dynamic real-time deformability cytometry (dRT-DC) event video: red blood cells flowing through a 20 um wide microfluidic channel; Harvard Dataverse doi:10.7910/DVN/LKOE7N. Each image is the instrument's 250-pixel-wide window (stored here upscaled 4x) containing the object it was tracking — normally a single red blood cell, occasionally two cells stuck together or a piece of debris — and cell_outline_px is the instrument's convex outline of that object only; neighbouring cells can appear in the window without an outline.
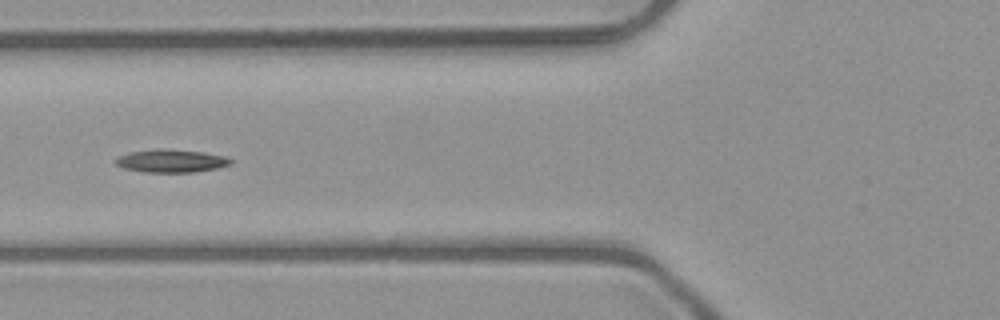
{"species": "common noctule bat (a hibernating species)", "species_latin": "Nyctalus noctula", "temperature_condition": "room temperature", "stored_images_in_passage": 42, "camera_frame_rate_fps": 3000, "um_per_image_px": 0.085, "animal": {"sex": "male", "body_mass_g": 23.1, "forearm_length_mm": 52.7}, "frame": {"image": 1, "passage_image": 11, "time_ms": 3.333, "image_size_px": [1000, 320], "cell_outline_px": [[232, 164], [216, 168], [192, 172], [144, 172], [124, 168], [116, 164], [116, 160], [120, 156], [128, 152], [156, 148], [164, 148], [200, 152], [224, 156], [232, 160]], "centroid_in_image_um": [14.53, 13.67], "position_along_channel_um": 111.3, "area_um2": 15.26}}
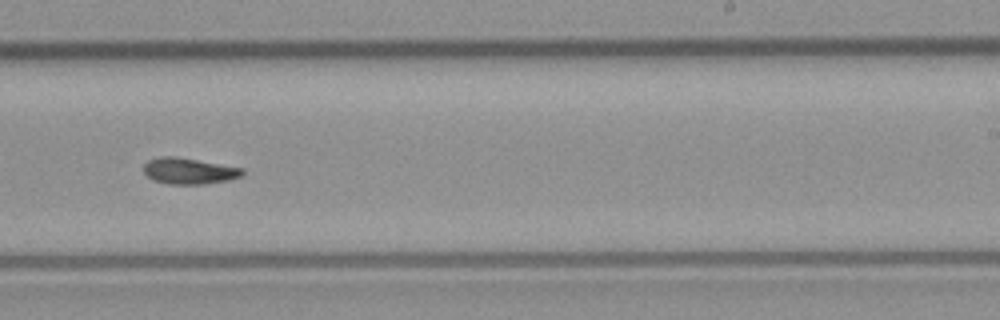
{"frame": {"image": 2, "passage_image": 23, "time_ms": 7.333, "image_size_px": [1000, 320], "cell_outline_px": [[244, 176], [228, 180], [204, 184], [172, 184], [152, 180], [144, 172], [144, 164], [148, 160], [160, 156], [176, 156], [244, 168]], "centroid_in_image_um": [16.09, 14.53], "position_along_channel_um": 272.9, "area_um2": 15.14}}
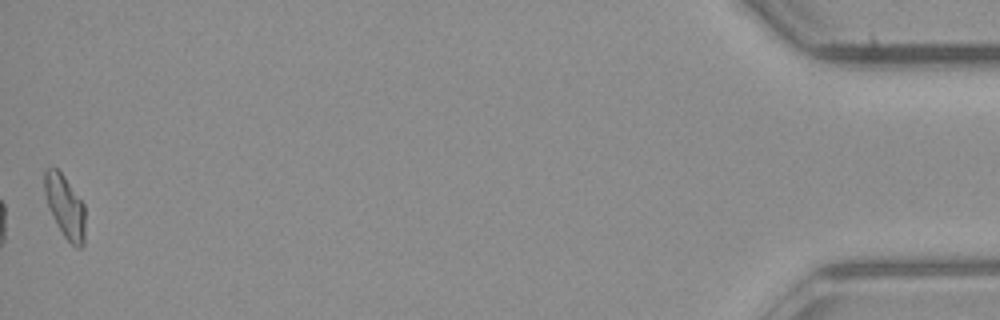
{"frame": {"image": 3, "passage_image": 42, "time_ms": 13.667, "image_size_px": [1000, 320], "cell_outline_px": [[84, 244], [80, 248], [76, 248], [64, 236], [56, 224], [48, 208], [44, 192], [44, 168], [56, 168], [64, 176], [84, 204]], "centroid_in_image_um": [5.51, 17.55], "position_along_channel_um": 429.7, "area_um2": 14.85}, "authors_computed_cell_mechanics": {"area_um2": 14.8835, "velocity_mm_per_s": 4.0413, "shape_relaxation_time_tau1_ms": null, "shape_relaxation_time_tau2_ms": 5.8027, "deformation_change_tau1": null, "deformation_change_tau2": 0.1309}}